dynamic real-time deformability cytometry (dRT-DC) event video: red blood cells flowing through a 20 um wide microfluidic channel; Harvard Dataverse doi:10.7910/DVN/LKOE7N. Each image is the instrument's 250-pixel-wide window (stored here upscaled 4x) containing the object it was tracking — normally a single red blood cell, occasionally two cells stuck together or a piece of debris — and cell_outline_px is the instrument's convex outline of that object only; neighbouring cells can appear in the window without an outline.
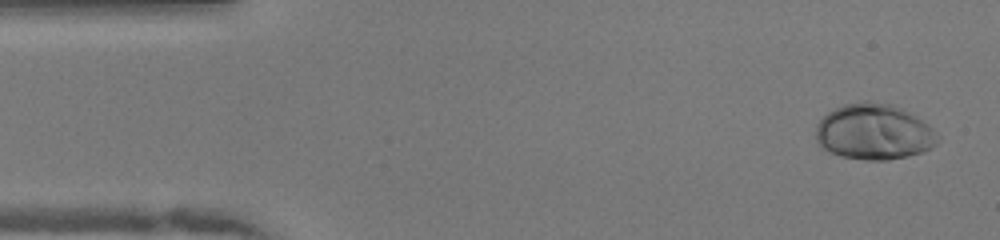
{"species": "human", "species_latin": "Homo sapiens", "temperature_condition": "warm", "stored_images_in_passage": 47, "camera_frame_rate_fps": 3000, "um_per_image_px": 0.085, "donor": {"sex": "female"}, "frame": {"image": 1, "passage_image": 1, "time_ms": 0.0, "image_size_px": [1000, 240], "cell_outline_px": [[940, 140], [932, 148], [908, 156], [888, 160], [864, 160], [840, 156], [824, 148], [816, 140], [816, 124], [828, 112], [844, 104], [864, 100], [868, 100], [892, 104], [916, 116], [928, 124], [940, 136]], "centroid_in_image_um": [74.3, 11.2], "position_along_channel_um": 10.7, "area_um2": 39.77}}
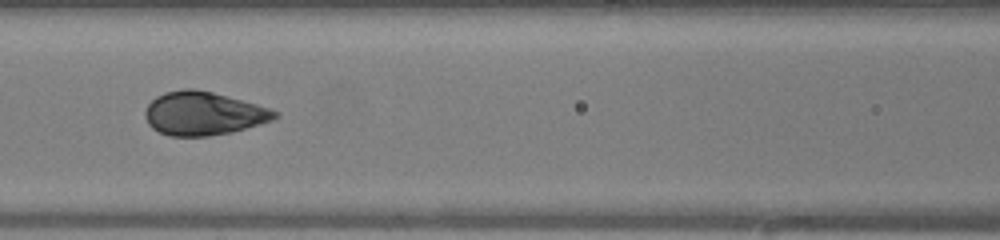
{"frame": {"image": 2, "passage_image": 19, "time_ms": 6.0, "image_size_px": [1000, 240], "cell_outline_px": [[280, 116], [272, 120], [232, 132], [208, 136], [168, 136], [152, 128], [148, 124], [144, 116], [144, 112], [148, 104], [156, 96], [164, 92], [184, 88], [196, 88], [212, 92], [256, 104], [280, 112]], "centroid_in_image_um": [17.26, 9.64], "position_along_channel_um": 149.3, "area_um2": 32.89}}
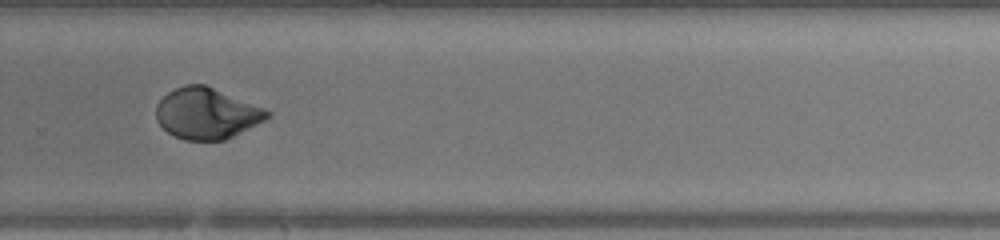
{"frame": {"image": 3, "passage_image": 31, "time_ms": 10.0, "image_size_px": [1000, 240], "cell_outline_px": [[272, 116], [224, 140], [184, 140], [168, 132], [156, 120], [156, 104], [168, 92], [176, 88], [188, 84], [204, 84], [264, 108], [272, 112]], "centroid_in_image_um": [17.55, 9.64], "position_along_channel_um": 312.2, "area_um2": 32.66}, "authors_computed_cell_mechanics": {"area_um2": 34.2754, "velocity_mm_per_s": 4.0943, "shape_relaxation_time_tau1_ms": 4.4081, "shape_relaxation_time_tau2_ms": null, "deformation_change_tau1": 0.1953, "deformation_change_tau2": null}}